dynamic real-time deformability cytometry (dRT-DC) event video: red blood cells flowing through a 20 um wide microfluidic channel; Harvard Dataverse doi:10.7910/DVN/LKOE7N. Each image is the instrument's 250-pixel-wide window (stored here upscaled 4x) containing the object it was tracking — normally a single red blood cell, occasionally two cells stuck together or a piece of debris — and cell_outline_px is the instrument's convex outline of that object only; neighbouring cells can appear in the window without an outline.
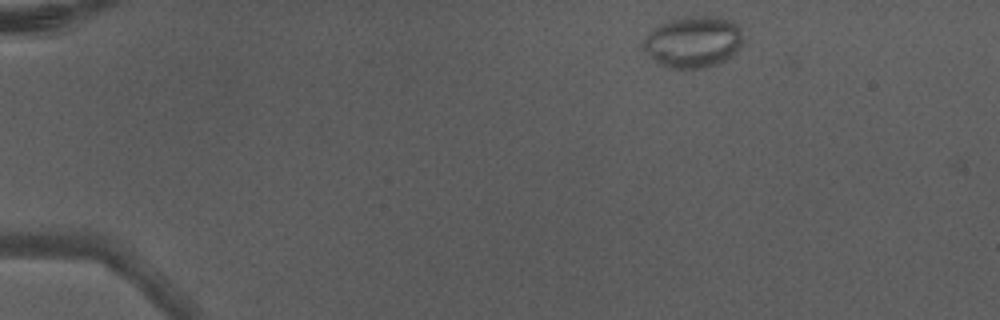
{"species": "Egyptian fruit bat (a non-hibernating species)", "species_latin": "Rousettus aegyptiacus", "temperature_condition": "warm", "stored_images_in_passage": 4, "camera_frame_rate_fps": 3000, "um_per_image_px": 0.085, "animal": {"sex": "male"}, "frame": {"image": 1, "passage_image": 1, "time_ms": 0.0, "image_size_px": [1000, 320], "cell_outline_px": [[740, 48], [732, 56], [716, 64], [704, 68], [668, 68], [652, 60], [644, 48], [644, 40], [660, 24], [684, 16], [720, 16], [732, 20], [740, 28]], "centroid_in_image_um": [58.94, 3.56], "position_along_channel_um": 26.1, "area_um2": 29.59}}